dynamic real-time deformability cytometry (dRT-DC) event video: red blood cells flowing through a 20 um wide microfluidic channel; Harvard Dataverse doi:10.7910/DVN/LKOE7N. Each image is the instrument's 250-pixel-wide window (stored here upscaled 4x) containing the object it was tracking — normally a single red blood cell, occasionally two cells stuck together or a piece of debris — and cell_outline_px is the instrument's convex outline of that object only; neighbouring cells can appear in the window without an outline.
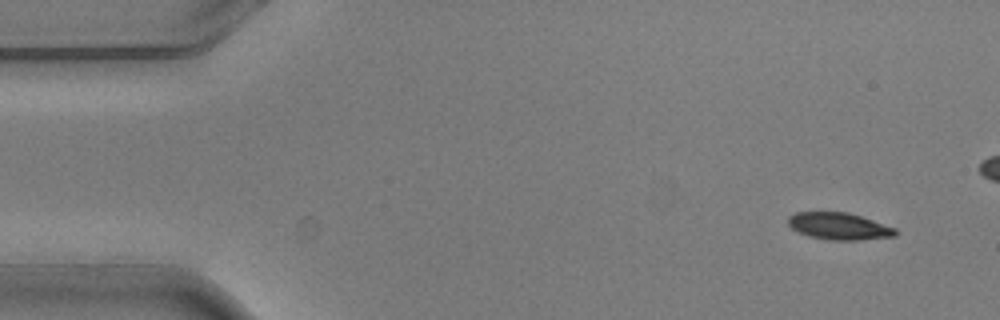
{"species": "common noctule bat (a hibernating species)", "species_latin": "Nyctalus noctula", "temperature_condition": "warm", "stored_images_in_passage": 6, "camera_frame_rate_fps": 3000, "um_per_image_px": 0.085, "animal": {"sex": "male", "body_mass_g": 20.5, "forearm_length_mm": 52.5}, "frame": {"image": 1, "passage_image": 1, "time_ms": 0.0, "image_size_px": [1000, 320], "cell_outline_px": [[900, 232], [896, 236], [860, 240], [828, 240], [808, 236], [796, 232], [788, 224], [788, 216], [796, 212], [848, 212], [896, 228]], "centroid_in_image_um": [71.32, 19.23], "position_along_channel_um": 13.7, "area_um2": 17.05}}